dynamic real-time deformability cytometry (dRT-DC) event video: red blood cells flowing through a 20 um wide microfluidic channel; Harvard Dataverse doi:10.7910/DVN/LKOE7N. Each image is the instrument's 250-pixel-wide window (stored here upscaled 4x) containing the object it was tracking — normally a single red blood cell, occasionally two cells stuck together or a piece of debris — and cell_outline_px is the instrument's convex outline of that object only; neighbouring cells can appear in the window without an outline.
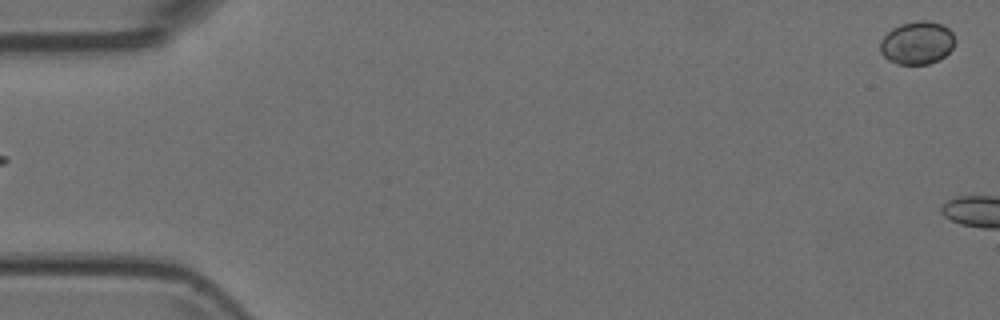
{"species": "Egyptian fruit bat (a non-hibernating species)", "species_latin": "Rousettus aegyptiacus", "temperature_condition": "room temperature", "stored_images_in_passage": 6, "segment_of_instrument_passage": [2, 2], "camera_frame_rate_fps": 3000, "um_per_image_px": 0.085, "animal": {"sex": "female"}, "frame": {"image": 1, "passage_image": 6, "time_ms": 1.667, "image_size_px": [1000, 320], "cell_outline_px": [[956, 40], [952, 48], [944, 56], [928, 64], [896, 64], [888, 60], [880, 52], [880, 40], [892, 28], [900, 24], [916, 20], [928, 20], [940, 24], [948, 28], [952, 32]], "centroid_in_image_um": [77.94, 3.63], "position_along_channel_um": 7.1, "area_um2": 18.79}}